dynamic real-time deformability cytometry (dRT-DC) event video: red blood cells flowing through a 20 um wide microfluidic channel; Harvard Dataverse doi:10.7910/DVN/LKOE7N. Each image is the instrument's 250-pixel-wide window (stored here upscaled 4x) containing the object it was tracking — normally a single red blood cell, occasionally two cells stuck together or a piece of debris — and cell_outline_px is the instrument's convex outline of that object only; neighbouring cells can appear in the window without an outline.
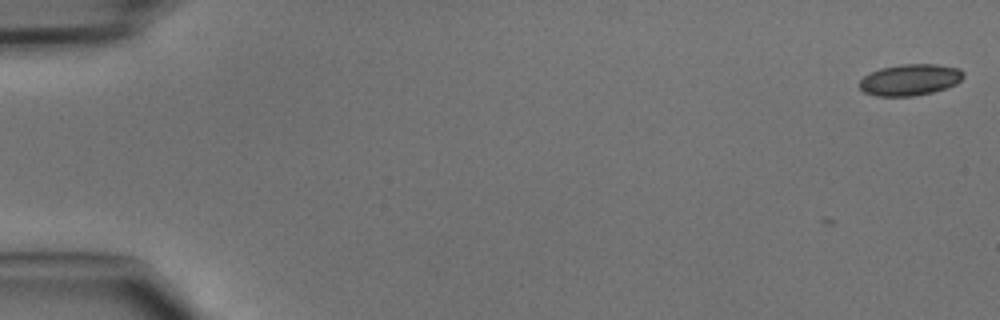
{"species": "common noctule bat (a hibernating species)", "species_latin": "Nyctalus noctula", "temperature_condition": "cold", "stored_images_in_passage": 2, "camera_frame_rate_fps": 3000, "um_per_image_px": 0.085, "animal": {"sex": "male", "body_mass_g": 15.6}, "frame": {"image": 1, "passage_image": 2, "time_ms": 0.333, "image_size_px": [1000, 320], "cell_outline_px": [[964, 76], [956, 84], [932, 92], [912, 96], [876, 96], [864, 92], [860, 88], [860, 80], [864, 76], [880, 68], [900, 64], [936, 64], [960, 68], [964, 72]], "centroid_in_image_um": [77.36, 6.77], "position_along_channel_um": 7.6, "area_um2": 18.96}}